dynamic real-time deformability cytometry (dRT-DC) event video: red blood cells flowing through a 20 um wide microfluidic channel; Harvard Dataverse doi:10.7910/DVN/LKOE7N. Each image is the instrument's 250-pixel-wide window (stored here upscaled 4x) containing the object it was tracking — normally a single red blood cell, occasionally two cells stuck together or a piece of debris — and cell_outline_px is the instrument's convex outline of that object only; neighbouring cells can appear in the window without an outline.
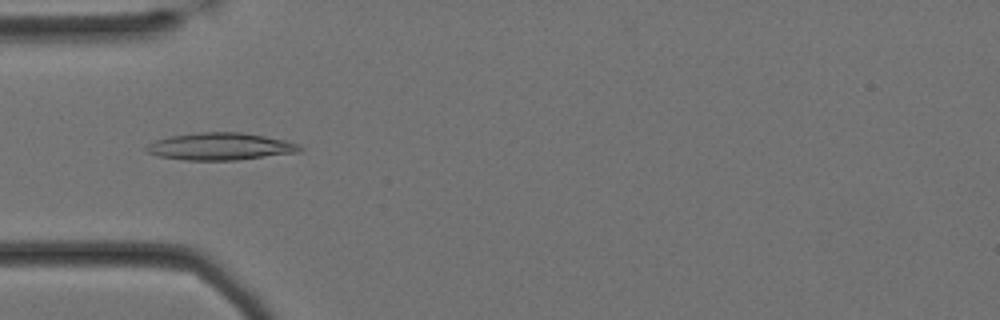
{"species": "Egyptian fruit bat (a non-hibernating species)", "species_latin": "Rousettus aegyptiacus", "temperature_condition": "cold", "stored_images_in_passage": 58, "camera_frame_rate_fps": 3000, "um_per_image_px": 0.085, "animal": {"sex": "female"}, "frame": {"image": 1, "passage_image": 17, "time_ms": 5.333, "image_size_px": [1000, 320], "cell_outline_px": [[304, 148], [300, 152], [236, 160], [184, 160], [156, 156], [148, 152], [144, 148], [148, 144], [156, 140], [168, 136], [200, 132], [240, 132], [264, 136], [284, 140], [300, 144]], "centroid_in_image_um": [18.72, 12.45], "position_along_channel_um": 66.3, "area_um2": 24.45}}
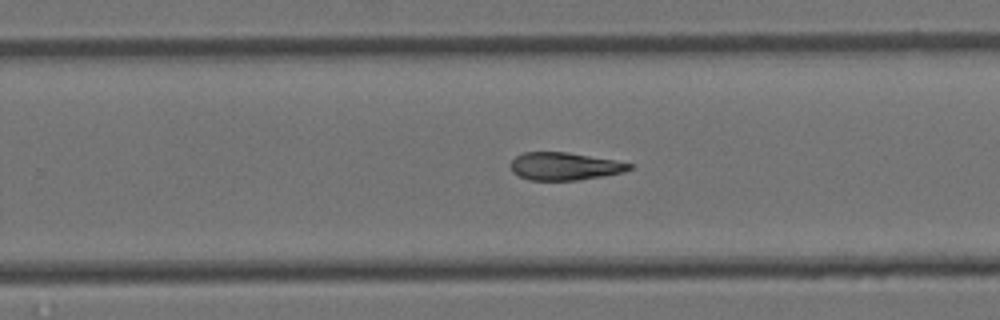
{"frame": {"image": 2, "passage_image": 36, "time_ms": 11.667, "image_size_px": [1000, 320], "cell_outline_px": [[632, 168], [624, 172], [576, 180], [528, 180], [512, 172], [512, 160], [516, 156], [524, 152], [568, 152], [616, 160], [632, 164]], "centroid_in_image_um": [47.99, 14.12], "position_along_channel_um": 281.8, "area_um2": 19.02}}
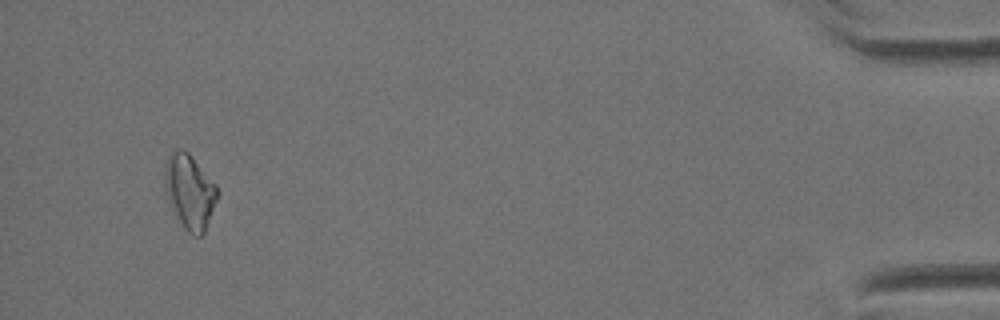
{"frame": {"image": 3, "passage_image": 55, "time_ms": 18.0, "image_size_px": [1000, 320], "cell_outline_px": [[220, 192], [204, 232], [200, 236], [196, 236], [188, 232], [184, 228], [168, 196], [164, 176], [164, 168], [168, 156], [176, 148], [180, 148], [188, 152], [192, 156], [216, 184]], "centroid_in_image_um": [16.16, 16.24], "position_along_channel_um": 419.0, "area_um2": 22.37}}